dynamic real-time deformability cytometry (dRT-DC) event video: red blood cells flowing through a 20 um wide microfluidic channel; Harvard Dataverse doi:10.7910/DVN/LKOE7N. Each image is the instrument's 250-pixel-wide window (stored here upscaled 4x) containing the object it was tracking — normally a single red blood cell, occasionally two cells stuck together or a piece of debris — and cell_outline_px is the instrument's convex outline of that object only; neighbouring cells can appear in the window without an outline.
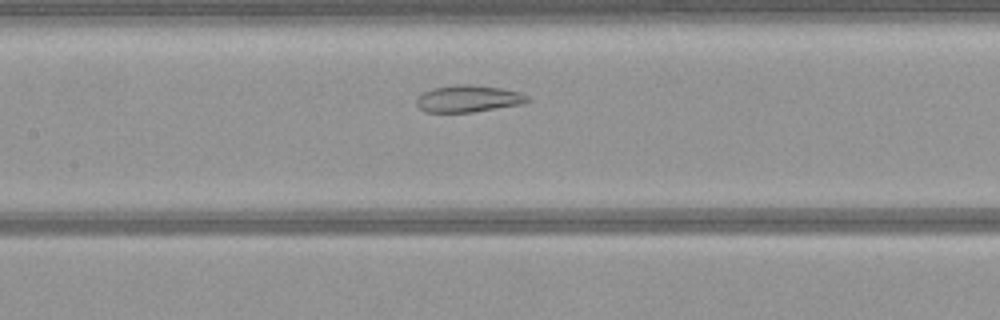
{"species": "common noctule bat (a hibernating species)", "species_latin": "Nyctalus noctula", "temperature_condition": "warm", "stored_images_in_passage": 45, "camera_frame_rate_fps": 3000, "um_per_image_px": 0.085, "animal": {"sex": "female", "body_mass_g": 21.9}, "frame": {"image": 1, "passage_image": 17, "time_ms": 5.333, "image_size_px": [1000, 320], "cell_outline_px": [[532, 100], [524, 104], [472, 112], [424, 112], [416, 104], [416, 100], [424, 92], [432, 88], [456, 84], [472, 84], [500, 88], [520, 92], [528, 96]], "centroid_in_image_um": [39.84, 8.38], "position_along_channel_um": 167.6, "area_um2": 17.51}}
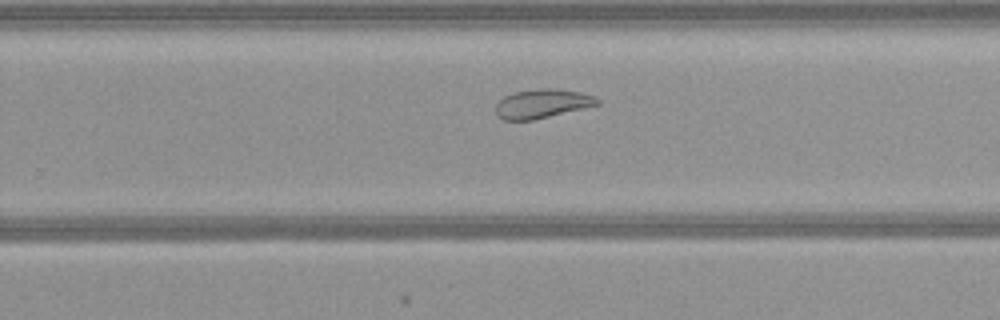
{"frame": {"image": 2, "passage_image": 26, "time_ms": 8.333, "image_size_px": [1000, 320], "cell_outline_px": [[600, 104], [584, 108], [532, 120], [504, 120], [496, 116], [496, 104], [504, 96], [516, 92], [536, 88], [556, 88], [580, 92], [592, 96], [600, 100]], "centroid_in_image_um": [46.07, 8.8], "position_along_channel_um": 283.7, "area_um2": 17.11}}
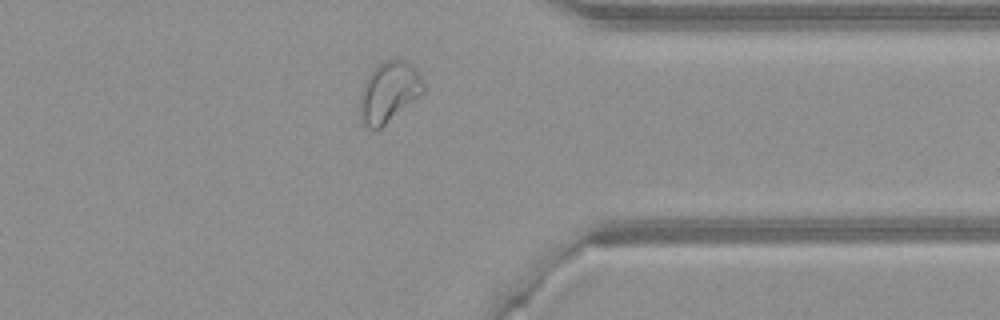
{"frame": {"image": 3, "passage_image": 34, "time_ms": 11.0, "image_size_px": [1000, 320], "cell_outline_px": [[424, 92], [380, 128], [368, 128], [364, 124], [360, 116], [360, 96], [364, 80], [384, 60], [396, 56], [408, 60], [416, 68], [424, 84]], "centroid_in_image_um": [33.07, 7.76], "position_along_channel_um": 378.3, "area_um2": 22.37}}